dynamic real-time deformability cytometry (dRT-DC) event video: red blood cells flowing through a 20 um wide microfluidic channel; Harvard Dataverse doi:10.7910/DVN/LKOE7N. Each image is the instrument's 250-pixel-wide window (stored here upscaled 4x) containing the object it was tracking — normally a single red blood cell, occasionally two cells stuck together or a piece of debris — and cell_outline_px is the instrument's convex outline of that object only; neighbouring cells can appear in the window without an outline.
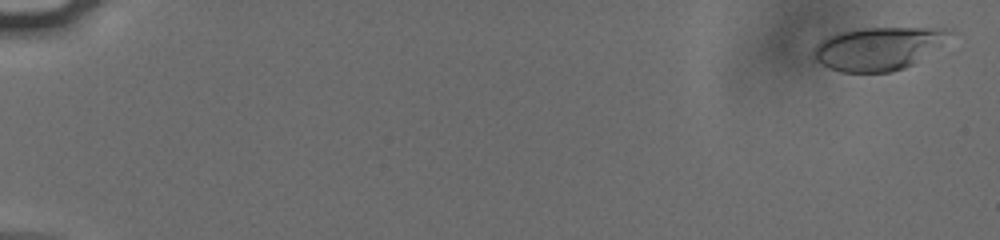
{"species": "human", "species_latin": "Homo sapiens", "temperature_condition": "cold", "stored_images_in_passage": 56, "camera_frame_rate_fps": 3000, "um_per_image_px": 0.085, "donor": {"sex": "male"}, "frame": {"image": 1, "passage_image": 2, "time_ms": 0.333, "image_size_px": [1000, 240], "cell_outline_px": [[956, 32], [912, 64], [904, 68], [892, 72], [840, 72], [816, 60], [812, 52], [816, 44], [820, 40], [836, 32], [860, 28], [952, 28]], "centroid_in_image_um": [74.62, 4.1], "position_along_channel_um": 10.4, "area_um2": 33.81}}
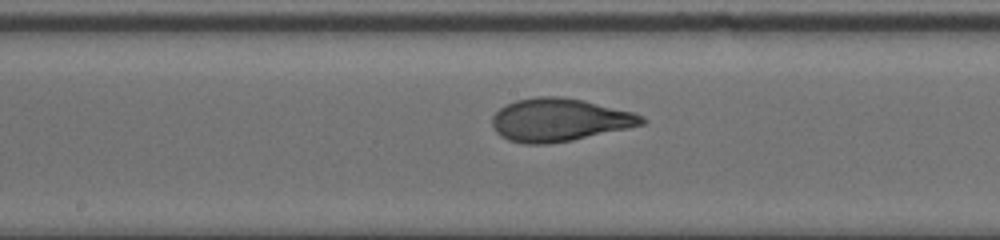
{"frame": {"image": 2, "passage_image": 32, "time_ms": 10.333, "image_size_px": [1000, 240], "cell_outline_px": [[648, 120], [644, 124], [628, 128], [572, 140], [548, 144], [524, 144], [508, 140], [500, 136], [492, 128], [492, 116], [500, 108], [516, 100], [536, 96], [560, 96], [584, 100], [636, 112], [644, 116]], "centroid_in_image_um": [47.57, 10.19], "position_along_channel_um": 200.6, "area_um2": 37.8}}
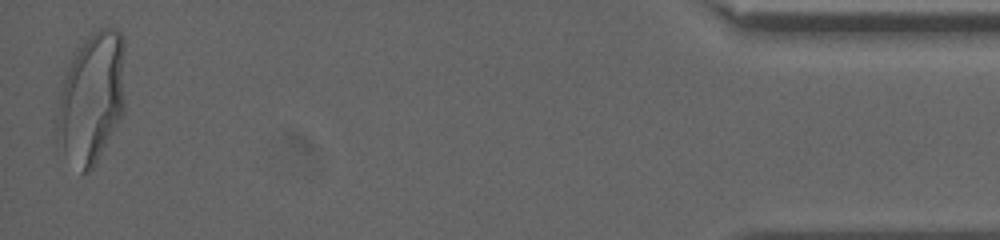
{"frame": {"image": 3, "passage_image": 56, "time_ms": 18.333, "image_size_px": [1000, 240], "cell_outline_px": [[124, 112], [96, 164], [88, 172], [80, 172], [56, 144], [56, 120], [60, 92], [68, 68], [76, 52], [84, 40], [92, 32], [100, 28], [116, 28], [120, 32], [124, 40]], "centroid_in_image_um": [7.79, 8.36], "position_along_channel_um": 427.4, "area_um2": 52.19}, "authors_computed_cell_mechanics": {"area_um2": 36.5874, "velocity_mm_per_s": 3.786, "shape_relaxation_time_tau1_ms": 5.1222, "shape_relaxation_time_tau2_ms": 0.7547, "deformation_change_tau1": 0.216, "deformation_change_tau2": 0.0659}}